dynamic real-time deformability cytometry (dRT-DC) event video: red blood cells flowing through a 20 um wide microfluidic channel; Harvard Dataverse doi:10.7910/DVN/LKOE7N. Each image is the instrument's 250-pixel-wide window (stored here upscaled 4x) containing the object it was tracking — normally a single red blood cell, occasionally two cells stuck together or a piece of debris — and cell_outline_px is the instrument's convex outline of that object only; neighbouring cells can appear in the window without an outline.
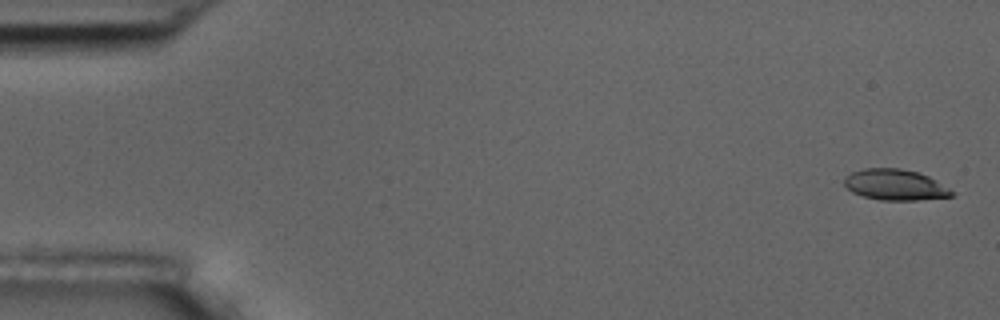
{"species": "common noctule bat (a hibernating species)", "species_latin": "Nyctalus noctula", "temperature_condition": "room temperature", "stored_images_in_passage": 8, "camera_frame_rate_fps": 3000, "um_per_image_px": 0.085, "animal": {"sex": "male", "body_mass_g": 17.5, "forearm_length_mm": 52.3}, "frame": {"image": 1, "passage_image": 1, "time_ms": 0.0, "image_size_px": [1000, 320], "cell_outline_px": [[956, 192], [952, 196], [916, 200], [880, 200], [864, 196], [852, 192], [844, 184], [844, 176], [852, 172], [864, 168], [900, 168], [916, 172], [928, 176], [936, 180]], "centroid_in_image_um": [76.09, 15.7], "position_along_channel_um": 8.9, "area_um2": 19.31}}
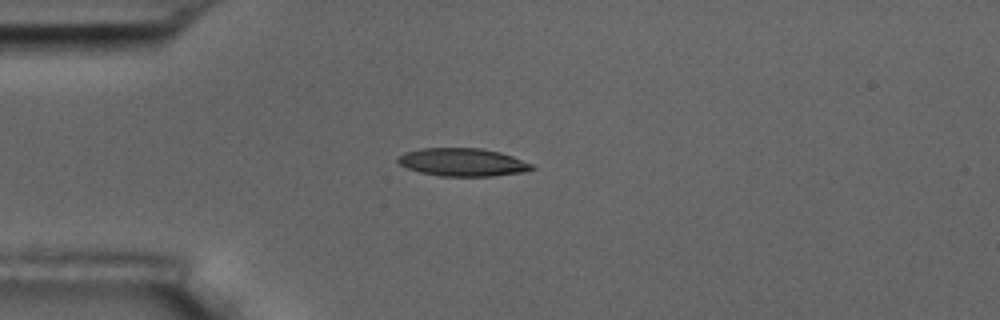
{"frame": {"image": 2, "passage_image": 4, "time_ms": 4.333, "image_size_px": [1000, 320], "cell_outline_px": [[536, 168], [524, 172], [492, 176], [440, 176], [420, 172], [408, 168], [400, 164], [396, 160], [396, 156], [404, 152], [420, 148], [480, 148], [500, 152], [512, 156], [532, 164]], "centroid_in_image_um": [39.3, 13.78], "position_along_channel_um": 45.7, "area_um2": 21.91}}
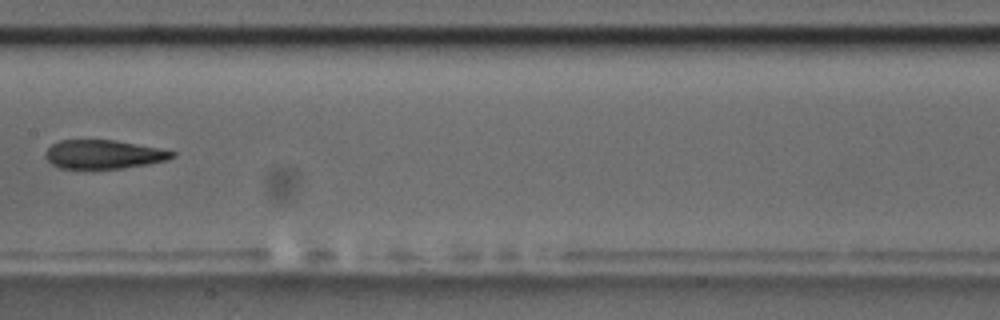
{"frame": {"image": 3, "passage_image": 8, "time_ms": 9.0, "image_size_px": [1000, 320], "cell_outline_px": [[176, 156], [168, 160], [148, 164], [120, 168], [60, 168], [52, 164], [44, 156], [48, 148], [52, 144], [60, 140], [116, 140], [160, 148], [176, 152]], "centroid_in_image_um": [8.84, 13.11], "position_along_channel_um": 198.6, "area_um2": 21.21}}